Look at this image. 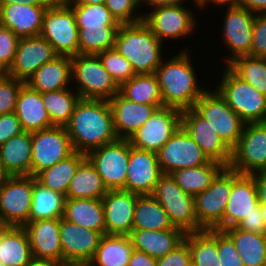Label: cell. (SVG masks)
I'll return each mask as SVG.
<instances>
[{
  "mask_svg": "<svg viewBox=\"0 0 266 266\" xmlns=\"http://www.w3.org/2000/svg\"><path fill=\"white\" fill-rule=\"evenodd\" d=\"M26 84L40 93L73 88L71 56L58 55L46 62L34 72Z\"/></svg>",
  "mask_w": 266,
  "mask_h": 266,
  "instance_id": "4316f807",
  "label": "cell"
},
{
  "mask_svg": "<svg viewBox=\"0 0 266 266\" xmlns=\"http://www.w3.org/2000/svg\"><path fill=\"white\" fill-rule=\"evenodd\" d=\"M105 6L119 24L137 23L144 17L140 0H106Z\"/></svg>",
  "mask_w": 266,
  "mask_h": 266,
  "instance_id": "7dc6e473",
  "label": "cell"
},
{
  "mask_svg": "<svg viewBox=\"0 0 266 266\" xmlns=\"http://www.w3.org/2000/svg\"><path fill=\"white\" fill-rule=\"evenodd\" d=\"M25 82L0 73V115L15 110L18 93Z\"/></svg>",
  "mask_w": 266,
  "mask_h": 266,
  "instance_id": "c3c4849f",
  "label": "cell"
},
{
  "mask_svg": "<svg viewBox=\"0 0 266 266\" xmlns=\"http://www.w3.org/2000/svg\"><path fill=\"white\" fill-rule=\"evenodd\" d=\"M191 252L188 244L183 241L173 251L157 259V266H191Z\"/></svg>",
  "mask_w": 266,
  "mask_h": 266,
  "instance_id": "f5cc1de1",
  "label": "cell"
},
{
  "mask_svg": "<svg viewBox=\"0 0 266 266\" xmlns=\"http://www.w3.org/2000/svg\"><path fill=\"white\" fill-rule=\"evenodd\" d=\"M14 113L23 131L35 132L54 126L44 107L42 93L31 89L26 83L21 87Z\"/></svg>",
  "mask_w": 266,
  "mask_h": 266,
  "instance_id": "83f0119b",
  "label": "cell"
},
{
  "mask_svg": "<svg viewBox=\"0 0 266 266\" xmlns=\"http://www.w3.org/2000/svg\"><path fill=\"white\" fill-rule=\"evenodd\" d=\"M54 0H0V4L25 3L33 6H49Z\"/></svg>",
  "mask_w": 266,
  "mask_h": 266,
  "instance_id": "6125c7cd",
  "label": "cell"
},
{
  "mask_svg": "<svg viewBox=\"0 0 266 266\" xmlns=\"http://www.w3.org/2000/svg\"><path fill=\"white\" fill-rule=\"evenodd\" d=\"M34 187L30 175L6 176L0 182V225L23 227L28 224Z\"/></svg>",
  "mask_w": 266,
  "mask_h": 266,
  "instance_id": "ba28073f",
  "label": "cell"
},
{
  "mask_svg": "<svg viewBox=\"0 0 266 266\" xmlns=\"http://www.w3.org/2000/svg\"><path fill=\"white\" fill-rule=\"evenodd\" d=\"M134 250L129 235H103L90 261L92 266H128Z\"/></svg>",
  "mask_w": 266,
  "mask_h": 266,
  "instance_id": "d590c367",
  "label": "cell"
},
{
  "mask_svg": "<svg viewBox=\"0 0 266 266\" xmlns=\"http://www.w3.org/2000/svg\"><path fill=\"white\" fill-rule=\"evenodd\" d=\"M128 266H157V259L134 249Z\"/></svg>",
  "mask_w": 266,
  "mask_h": 266,
  "instance_id": "9f6ffc18",
  "label": "cell"
},
{
  "mask_svg": "<svg viewBox=\"0 0 266 266\" xmlns=\"http://www.w3.org/2000/svg\"><path fill=\"white\" fill-rule=\"evenodd\" d=\"M185 233L181 229L132 230L129 234L135 250L145 252L156 259L173 251L184 241Z\"/></svg>",
  "mask_w": 266,
  "mask_h": 266,
  "instance_id": "f546056e",
  "label": "cell"
},
{
  "mask_svg": "<svg viewBox=\"0 0 266 266\" xmlns=\"http://www.w3.org/2000/svg\"><path fill=\"white\" fill-rule=\"evenodd\" d=\"M63 218L105 235L104 209L101 199H66Z\"/></svg>",
  "mask_w": 266,
  "mask_h": 266,
  "instance_id": "1f68e13d",
  "label": "cell"
},
{
  "mask_svg": "<svg viewBox=\"0 0 266 266\" xmlns=\"http://www.w3.org/2000/svg\"><path fill=\"white\" fill-rule=\"evenodd\" d=\"M65 200L66 196L49 189L34 177L32 204L28 223L40 219L63 217Z\"/></svg>",
  "mask_w": 266,
  "mask_h": 266,
  "instance_id": "74e56055",
  "label": "cell"
},
{
  "mask_svg": "<svg viewBox=\"0 0 266 266\" xmlns=\"http://www.w3.org/2000/svg\"><path fill=\"white\" fill-rule=\"evenodd\" d=\"M58 55L41 36L20 38L14 61L5 74L26 83L38 68Z\"/></svg>",
  "mask_w": 266,
  "mask_h": 266,
  "instance_id": "ffe728a7",
  "label": "cell"
},
{
  "mask_svg": "<svg viewBox=\"0 0 266 266\" xmlns=\"http://www.w3.org/2000/svg\"><path fill=\"white\" fill-rule=\"evenodd\" d=\"M257 187L259 203H266V170L252 174Z\"/></svg>",
  "mask_w": 266,
  "mask_h": 266,
  "instance_id": "6f0895ef",
  "label": "cell"
},
{
  "mask_svg": "<svg viewBox=\"0 0 266 266\" xmlns=\"http://www.w3.org/2000/svg\"><path fill=\"white\" fill-rule=\"evenodd\" d=\"M249 56L266 58V13L255 16Z\"/></svg>",
  "mask_w": 266,
  "mask_h": 266,
  "instance_id": "816d5d0a",
  "label": "cell"
},
{
  "mask_svg": "<svg viewBox=\"0 0 266 266\" xmlns=\"http://www.w3.org/2000/svg\"><path fill=\"white\" fill-rule=\"evenodd\" d=\"M97 55L103 67L119 86L136 75L130 62L115 48L107 49Z\"/></svg>",
  "mask_w": 266,
  "mask_h": 266,
  "instance_id": "bcb514c9",
  "label": "cell"
},
{
  "mask_svg": "<svg viewBox=\"0 0 266 266\" xmlns=\"http://www.w3.org/2000/svg\"><path fill=\"white\" fill-rule=\"evenodd\" d=\"M31 176L64 160L75 151L65 126H52L31 132Z\"/></svg>",
  "mask_w": 266,
  "mask_h": 266,
  "instance_id": "8fae6325",
  "label": "cell"
},
{
  "mask_svg": "<svg viewBox=\"0 0 266 266\" xmlns=\"http://www.w3.org/2000/svg\"><path fill=\"white\" fill-rule=\"evenodd\" d=\"M109 101L115 132L119 139H129L163 105H147L130 101L119 92Z\"/></svg>",
  "mask_w": 266,
  "mask_h": 266,
  "instance_id": "484cf974",
  "label": "cell"
},
{
  "mask_svg": "<svg viewBox=\"0 0 266 266\" xmlns=\"http://www.w3.org/2000/svg\"><path fill=\"white\" fill-rule=\"evenodd\" d=\"M59 55L79 54L78 27L72 8L64 0H54L47 8L40 33Z\"/></svg>",
  "mask_w": 266,
  "mask_h": 266,
  "instance_id": "52a82bcc",
  "label": "cell"
},
{
  "mask_svg": "<svg viewBox=\"0 0 266 266\" xmlns=\"http://www.w3.org/2000/svg\"><path fill=\"white\" fill-rule=\"evenodd\" d=\"M227 66L266 96V58L242 55L234 58Z\"/></svg>",
  "mask_w": 266,
  "mask_h": 266,
  "instance_id": "ee69618b",
  "label": "cell"
},
{
  "mask_svg": "<svg viewBox=\"0 0 266 266\" xmlns=\"http://www.w3.org/2000/svg\"><path fill=\"white\" fill-rule=\"evenodd\" d=\"M223 231L234 242L245 266L266 265V234L244 231L237 226Z\"/></svg>",
  "mask_w": 266,
  "mask_h": 266,
  "instance_id": "836d02e7",
  "label": "cell"
},
{
  "mask_svg": "<svg viewBox=\"0 0 266 266\" xmlns=\"http://www.w3.org/2000/svg\"><path fill=\"white\" fill-rule=\"evenodd\" d=\"M161 175L157 153L135 148L129 141V162L123 190L151 195Z\"/></svg>",
  "mask_w": 266,
  "mask_h": 266,
  "instance_id": "d6986e66",
  "label": "cell"
},
{
  "mask_svg": "<svg viewBox=\"0 0 266 266\" xmlns=\"http://www.w3.org/2000/svg\"><path fill=\"white\" fill-rule=\"evenodd\" d=\"M184 241L190 249L193 266H220L216 229L187 233Z\"/></svg>",
  "mask_w": 266,
  "mask_h": 266,
  "instance_id": "ab89813d",
  "label": "cell"
},
{
  "mask_svg": "<svg viewBox=\"0 0 266 266\" xmlns=\"http://www.w3.org/2000/svg\"><path fill=\"white\" fill-rule=\"evenodd\" d=\"M86 158V154L75 151L64 160L58 161L52 167L40 172L36 179L53 191L66 196L71 179L77 167Z\"/></svg>",
  "mask_w": 266,
  "mask_h": 266,
  "instance_id": "f35d334b",
  "label": "cell"
},
{
  "mask_svg": "<svg viewBox=\"0 0 266 266\" xmlns=\"http://www.w3.org/2000/svg\"><path fill=\"white\" fill-rule=\"evenodd\" d=\"M261 209V215L263 217L264 224L266 226V203H259Z\"/></svg>",
  "mask_w": 266,
  "mask_h": 266,
  "instance_id": "003e7915",
  "label": "cell"
},
{
  "mask_svg": "<svg viewBox=\"0 0 266 266\" xmlns=\"http://www.w3.org/2000/svg\"><path fill=\"white\" fill-rule=\"evenodd\" d=\"M229 167L242 175L266 170V123H246Z\"/></svg>",
  "mask_w": 266,
  "mask_h": 266,
  "instance_id": "7c38bea8",
  "label": "cell"
},
{
  "mask_svg": "<svg viewBox=\"0 0 266 266\" xmlns=\"http://www.w3.org/2000/svg\"><path fill=\"white\" fill-rule=\"evenodd\" d=\"M32 257L24 227L0 225V261L6 266H25Z\"/></svg>",
  "mask_w": 266,
  "mask_h": 266,
  "instance_id": "4dcf8cb0",
  "label": "cell"
},
{
  "mask_svg": "<svg viewBox=\"0 0 266 266\" xmlns=\"http://www.w3.org/2000/svg\"><path fill=\"white\" fill-rule=\"evenodd\" d=\"M44 107L54 126H65L73 114L80 96L73 88L42 93Z\"/></svg>",
  "mask_w": 266,
  "mask_h": 266,
  "instance_id": "b9f144b4",
  "label": "cell"
},
{
  "mask_svg": "<svg viewBox=\"0 0 266 266\" xmlns=\"http://www.w3.org/2000/svg\"><path fill=\"white\" fill-rule=\"evenodd\" d=\"M22 132V126L14 112L0 115V145Z\"/></svg>",
  "mask_w": 266,
  "mask_h": 266,
  "instance_id": "db71d44e",
  "label": "cell"
},
{
  "mask_svg": "<svg viewBox=\"0 0 266 266\" xmlns=\"http://www.w3.org/2000/svg\"><path fill=\"white\" fill-rule=\"evenodd\" d=\"M48 7L21 2L0 4L1 25L10 29L19 39L40 36L44 14Z\"/></svg>",
  "mask_w": 266,
  "mask_h": 266,
  "instance_id": "cb8c5ba5",
  "label": "cell"
},
{
  "mask_svg": "<svg viewBox=\"0 0 266 266\" xmlns=\"http://www.w3.org/2000/svg\"><path fill=\"white\" fill-rule=\"evenodd\" d=\"M173 227L162 205L152 195H138L133 230H166Z\"/></svg>",
  "mask_w": 266,
  "mask_h": 266,
  "instance_id": "8d00e7d4",
  "label": "cell"
},
{
  "mask_svg": "<svg viewBox=\"0 0 266 266\" xmlns=\"http://www.w3.org/2000/svg\"><path fill=\"white\" fill-rule=\"evenodd\" d=\"M167 213L173 227L185 234L203 229L197 223L194 196L184 192L171 174H162L151 194Z\"/></svg>",
  "mask_w": 266,
  "mask_h": 266,
  "instance_id": "8992f818",
  "label": "cell"
},
{
  "mask_svg": "<svg viewBox=\"0 0 266 266\" xmlns=\"http://www.w3.org/2000/svg\"><path fill=\"white\" fill-rule=\"evenodd\" d=\"M239 2L240 0H200L198 3H197V6H194V7H197V8H200L202 10H204V8L206 7H211L212 5L215 6H218L220 8V6H222V9H223V6H226V7H236L239 5ZM212 4V5H210Z\"/></svg>",
  "mask_w": 266,
  "mask_h": 266,
  "instance_id": "91938a15",
  "label": "cell"
},
{
  "mask_svg": "<svg viewBox=\"0 0 266 266\" xmlns=\"http://www.w3.org/2000/svg\"><path fill=\"white\" fill-rule=\"evenodd\" d=\"M107 191L95 166L86 157L70 181L66 199H102Z\"/></svg>",
  "mask_w": 266,
  "mask_h": 266,
  "instance_id": "d6a6232c",
  "label": "cell"
},
{
  "mask_svg": "<svg viewBox=\"0 0 266 266\" xmlns=\"http://www.w3.org/2000/svg\"><path fill=\"white\" fill-rule=\"evenodd\" d=\"M217 248L220 266H245L234 242L221 230H217Z\"/></svg>",
  "mask_w": 266,
  "mask_h": 266,
  "instance_id": "f907efd6",
  "label": "cell"
},
{
  "mask_svg": "<svg viewBox=\"0 0 266 266\" xmlns=\"http://www.w3.org/2000/svg\"><path fill=\"white\" fill-rule=\"evenodd\" d=\"M19 38L10 29L0 27V73H6L11 67Z\"/></svg>",
  "mask_w": 266,
  "mask_h": 266,
  "instance_id": "681fc988",
  "label": "cell"
},
{
  "mask_svg": "<svg viewBox=\"0 0 266 266\" xmlns=\"http://www.w3.org/2000/svg\"><path fill=\"white\" fill-rule=\"evenodd\" d=\"M119 26L78 27L79 54L97 55L114 48Z\"/></svg>",
  "mask_w": 266,
  "mask_h": 266,
  "instance_id": "7bdbcfd3",
  "label": "cell"
},
{
  "mask_svg": "<svg viewBox=\"0 0 266 266\" xmlns=\"http://www.w3.org/2000/svg\"><path fill=\"white\" fill-rule=\"evenodd\" d=\"M137 198V194L123 189L107 191L101 199L106 235H129L131 233Z\"/></svg>",
  "mask_w": 266,
  "mask_h": 266,
  "instance_id": "7402d4cb",
  "label": "cell"
},
{
  "mask_svg": "<svg viewBox=\"0 0 266 266\" xmlns=\"http://www.w3.org/2000/svg\"><path fill=\"white\" fill-rule=\"evenodd\" d=\"M86 157L95 166L107 190L125 188L129 162V139H118L90 151Z\"/></svg>",
  "mask_w": 266,
  "mask_h": 266,
  "instance_id": "5bb4252c",
  "label": "cell"
},
{
  "mask_svg": "<svg viewBox=\"0 0 266 266\" xmlns=\"http://www.w3.org/2000/svg\"><path fill=\"white\" fill-rule=\"evenodd\" d=\"M6 177L5 173L2 171L1 169V165H0V182Z\"/></svg>",
  "mask_w": 266,
  "mask_h": 266,
  "instance_id": "a7ac6f4b",
  "label": "cell"
},
{
  "mask_svg": "<svg viewBox=\"0 0 266 266\" xmlns=\"http://www.w3.org/2000/svg\"><path fill=\"white\" fill-rule=\"evenodd\" d=\"M225 167L217 161L210 160L201 166L178 169L171 173V176L184 192L195 196L208 189Z\"/></svg>",
  "mask_w": 266,
  "mask_h": 266,
  "instance_id": "e575fe53",
  "label": "cell"
},
{
  "mask_svg": "<svg viewBox=\"0 0 266 266\" xmlns=\"http://www.w3.org/2000/svg\"><path fill=\"white\" fill-rule=\"evenodd\" d=\"M223 67L215 89L245 123H264L266 96L239 78L227 65Z\"/></svg>",
  "mask_w": 266,
  "mask_h": 266,
  "instance_id": "277c9868",
  "label": "cell"
},
{
  "mask_svg": "<svg viewBox=\"0 0 266 266\" xmlns=\"http://www.w3.org/2000/svg\"><path fill=\"white\" fill-rule=\"evenodd\" d=\"M182 125V112L162 106L129 138L135 148L157 153Z\"/></svg>",
  "mask_w": 266,
  "mask_h": 266,
  "instance_id": "9a60e30c",
  "label": "cell"
},
{
  "mask_svg": "<svg viewBox=\"0 0 266 266\" xmlns=\"http://www.w3.org/2000/svg\"><path fill=\"white\" fill-rule=\"evenodd\" d=\"M65 128L74 151L86 155L119 139L109 101L104 99L80 98Z\"/></svg>",
  "mask_w": 266,
  "mask_h": 266,
  "instance_id": "6da1fadb",
  "label": "cell"
},
{
  "mask_svg": "<svg viewBox=\"0 0 266 266\" xmlns=\"http://www.w3.org/2000/svg\"><path fill=\"white\" fill-rule=\"evenodd\" d=\"M254 14L266 13V0H240L239 5Z\"/></svg>",
  "mask_w": 266,
  "mask_h": 266,
  "instance_id": "680465c9",
  "label": "cell"
},
{
  "mask_svg": "<svg viewBox=\"0 0 266 266\" xmlns=\"http://www.w3.org/2000/svg\"><path fill=\"white\" fill-rule=\"evenodd\" d=\"M143 15V21L163 44L166 40L178 41L180 38H188L196 33L195 31H199L196 27H200L195 11L190 6L185 7L184 3L153 8L147 13L144 11Z\"/></svg>",
  "mask_w": 266,
  "mask_h": 266,
  "instance_id": "30bf717a",
  "label": "cell"
},
{
  "mask_svg": "<svg viewBox=\"0 0 266 266\" xmlns=\"http://www.w3.org/2000/svg\"><path fill=\"white\" fill-rule=\"evenodd\" d=\"M194 109L209 121L211 127L231 150L236 146L246 123L216 89L211 90L208 87L195 103Z\"/></svg>",
  "mask_w": 266,
  "mask_h": 266,
  "instance_id": "9c48e42d",
  "label": "cell"
},
{
  "mask_svg": "<svg viewBox=\"0 0 266 266\" xmlns=\"http://www.w3.org/2000/svg\"><path fill=\"white\" fill-rule=\"evenodd\" d=\"M67 4H83V5H92V4H105L106 0H64Z\"/></svg>",
  "mask_w": 266,
  "mask_h": 266,
  "instance_id": "e7e4bbea",
  "label": "cell"
},
{
  "mask_svg": "<svg viewBox=\"0 0 266 266\" xmlns=\"http://www.w3.org/2000/svg\"><path fill=\"white\" fill-rule=\"evenodd\" d=\"M75 15L77 27L120 26L105 4H68Z\"/></svg>",
  "mask_w": 266,
  "mask_h": 266,
  "instance_id": "f6af8a7d",
  "label": "cell"
},
{
  "mask_svg": "<svg viewBox=\"0 0 266 266\" xmlns=\"http://www.w3.org/2000/svg\"><path fill=\"white\" fill-rule=\"evenodd\" d=\"M182 126L209 160L217 161L229 167L232 150L218 136L209 121L194 108L182 112Z\"/></svg>",
  "mask_w": 266,
  "mask_h": 266,
  "instance_id": "44dd1931",
  "label": "cell"
},
{
  "mask_svg": "<svg viewBox=\"0 0 266 266\" xmlns=\"http://www.w3.org/2000/svg\"><path fill=\"white\" fill-rule=\"evenodd\" d=\"M157 156L162 174L201 166L210 161L182 125L157 152Z\"/></svg>",
  "mask_w": 266,
  "mask_h": 266,
  "instance_id": "2e32d148",
  "label": "cell"
},
{
  "mask_svg": "<svg viewBox=\"0 0 266 266\" xmlns=\"http://www.w3.org/2000/svg\"><path fill=\"white\" fill-rule=\"evenodd\" d=\"M102 236L100 232L81 227L61 217L60 242L63 261L90 262Z\"/></svg>",
  "mask_w": 266,
  "mask_h": 266,
  "instance_id": "603a6c76",
  "label": "cell"
},
{
  "mask_svg": "<svg viewBox=\"0 0 266 266\" xmlns=\"http://www.w3.org/2000/svg\"><path fill=\"white\" fill-rule=\"evenodd\" d=\"M189 51L185 47L168 60L164 58L155 72L163 106L181 112L194 108L197 100L207 90L205 85L204 88L199 85L195 63Z\"/></svg>",
  "mask_w": 266,
  "mask_h": 266,
  "instance_id": "7a4b0ae2",
  "label": "cell"
},
{
  "mask_svg": "<svg viewBox=\"0 0 266 266\" xmlns=\"http://www.w3.org/2000/svg\"><path fill=\"white\" fill-rule=\"evenodd\" d=\"M25 266H57V262L51 259L32 257Z\"/></svg>",
  "mask_w": 266,
  "mask_h": 266,
  "instance_id": "be15d7a7",
  "label": "cell"
},
{
  "mask_svg": "<svg viewBox=\"0 0 266 266\" xmlns=\"http://www.w3.org/2000/svg\"><path fill=\"white\" fill-rule=\"evenodd\" d=\"M232 191V169L225 167L211 186L194 196L197 223L203 230L215 229L223 220Z\"/></svg>",
  "mask_w": 266,
  "mask_h": 266,
  "instance_id": "4fadbf2b",
  "label": "cell"
},
{
  "mask_svg": "<svg viewBox=\"0 0 266 266\" xmlns=\"http://www.w3.org/2000/svg\"><path fill=\"white\" fill-rule=\"evenodd\" d=\"M223 8L225 13L223 14L222 36L220 37H223L222 41L228 48V55L226 58L223 57L224 65H227L236 57L250 54L256 14L240 6Z\"/></svg>",
  "mask_w": 266,
  "mask_h": 266,
  "instance_id": "e0dca14e",
  "label": "cell"
},
{
  "mask_svg": "<svg viewBox=\"0 0 266 266\" xmlns=\"http://www.w3.org/2000/svg\"><path fill=\"white\" fill-rule=\"evenodd\" d=\"M0 266H6V265L0 261Z\"/></svg>",
  "mask_w": 266,
  "mask_h": 266,
  "instance_id": "2644e50d",
  "label": "cell"
},
{
  "mask_svg": "<svg viewBox=\"0 0 266 266\" xmlns=\"http://www.w3.org/2000/svg\"><path fill=\"white\" fill-rule=\"evenodd\" d=\"M186 1L188 2V0H140V4L141 8H143V6H148V8L151 10L158 7L175 6L185 3Z\"/></svg>",
  "mask_w": 266,
  "mask_h": 266,
  "instance_id": "94428289",
  "label": "cell"
},
{
  "mask_svg": "<svg viewBox=\"0 0 266 266\" xmlns=\"http://www.w3.org/2000/svg\"><path fill=\"white\" fill-rule=\"evenodd\" d=\"M57 266H92L91 262H80V261H63L57 263Z\"/></svg>",
  "mask_w": 266,
  "mask_h": 266,
  "instance_id": "03108f58",
  "label": "cell"
},
{
  "mask_svg": "<svg viewBox=\"0 0 266 266\" xmlns=\"http://www.w3.org/2000/svg\"><path fill=\"white\" fill-rule=\"evenodd\" d=\"M237 227L248 232L266 234V226L261 213H252L246 216L245 219L237 225Z\"/></svg>",
  "mask_w": 266,
  "mask_h": 266,
  "instance_id": "11a10c76",
  "label": "cell"
},
{
  "mask_svg": "<svg viewBox=\"0 0 266 266\" xmlns=\"http://www.w3.org/2000/svg\"><path fill=\"white\" fill-rule=\"evenodd\" d=\"M71 62L72 86L80 98L110 100L119 92V85L103 67L98 55H74Z\"/></svg>",
  "mask_w": 266,
  "mask_h": 266,
  "instance_id": "5b68a950",
  "label": "cell"
},
{
  "mask_svg": "<svg viewBox=\"0 0 266 266\" xmlns=\"http://www.w3.org/2000/svg\"><path fill=\"white\" fill-rule=\"evenodd\" d=\"M61 218L40 219L24 225L33 257L63 262L60 242Z\"/></svg>",
  "mask_w": 266,
  "mask_h": 266,
  "instance_id": "d4e9b609",
  "label": "cell"
},
{
  "mask_svg": "<svg viewBox=\"0 0 266 266\" xmlns=\"http://www.w3.org/2000/svg\"><path fill=\"white\" fill-rule=\"evenodd\" d=\"M163 45L142 20L120 24L114 48L130 62L135 74H152L163 61Z\"/></svg>",
  "mask_w": 266,
  "mask_h": 266,
  "instance_id": "3957f363",
  "label": "cell"
},
{
  "mask_svg": "<svg viewBox=\"0 0 266 266\" xmlns=\"http://www.w3.org/2000/svg\"><path fill=\"white\" fill-rule=\"evenodd\" d=\"M31 132H22L0 145V165L6 176H31Z\"/></svg>",
  "mask_w": 266,
  "mask_h": 266,
  "instance_id": "f1b7e54d",
  "label": "cell"
},
{
  "mask_svg": "<svg viewBox=\"0 0 266 266\" xmlns=\"http://www.w3.org/2000/svg\"><path fill=\"white\" fill-rule=\"evenodd\" d=\"M252 213H261L254 177L232 170L230 199L226 205L224 218L215 229L223 231L229 227H236Z\"/></svg>",
  "mask_w": 266,
  "mask_h": 266,
  "instance_id": "ac0fdd59",
  "label": "cell"
},
{
  "mask_svg": "<svg viewBox=\"0 0 266 266\" xmlns=\"http://www.w3.org/2000/svg\"><path fill=\"white\" fill-rule=\"evenodd\" d=\"M119 93L126 99L147 105H163L155 73L136 74L119 86Z\"/></svg>",
  "mask_w": 266,
  "mask_h": 266,
  "instance_id": "60d3db41",
  "label": "cell"
},
{
  "mask_svg": "<svg viewBox=\"0 0 266 266\" xmlns=\"http://www.w3.org/2000/svg\"><path fill=\"white\" fill-rule=\"evenodd\" d=\"M190 1V0H189ZM193 1V4L196 3L195 5H197V3L200 1V0H192ZM195 1V2H194Z\"/></svg>",
  "mask_w": 266,
  "mask_h": 266,
  "instance_id": "89a4df30",
  "label": "cell"
}]
</instances>
